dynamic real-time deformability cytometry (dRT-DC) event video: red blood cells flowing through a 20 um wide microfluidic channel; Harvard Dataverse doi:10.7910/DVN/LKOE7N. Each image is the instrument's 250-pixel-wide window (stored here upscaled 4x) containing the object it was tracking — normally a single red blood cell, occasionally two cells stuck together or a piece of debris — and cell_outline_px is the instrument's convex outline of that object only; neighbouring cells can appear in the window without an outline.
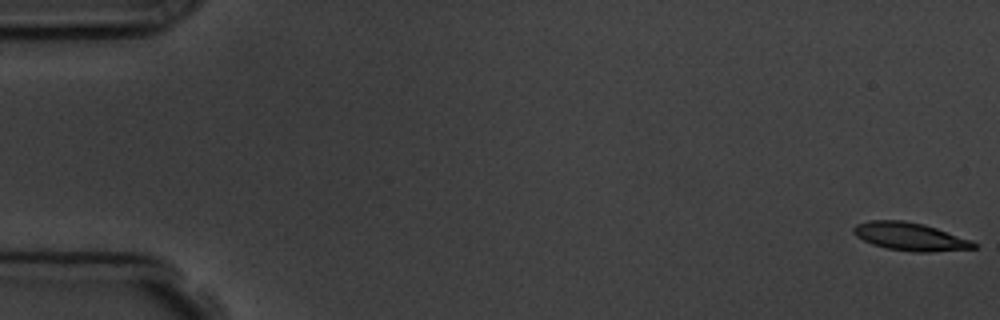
{"species": "common noctule bat (a hibernating species)", "species_latin": "Nyctalus noctula", "temperature_condition": "room temperature", "stored_images_in_passage": 8, "camera_frame_rate_fps": 3000, "um_per_image_px": 0.085, "animal": {"sex": "male", "body_mass_g": 19.5, "forearm_length_mm": 54.6}, "frame": {"image": 1, "passage_image": 1, "time_ms": 0.0, "image_size_px": [1000, 320], "cell_outline_px": [[976, 248], [928, 252], [916, 252], [888, 248], [872, 244], [856, 236], [852, 232], [852, 228], [856, 224], [868, 220], [904, 220], [924, 224], [972, 240], [976, 244]], "centroid_in_image_um": [77.33, 20.09], "position_along_channel_um": 7.7, "area_um2": 19.54}}
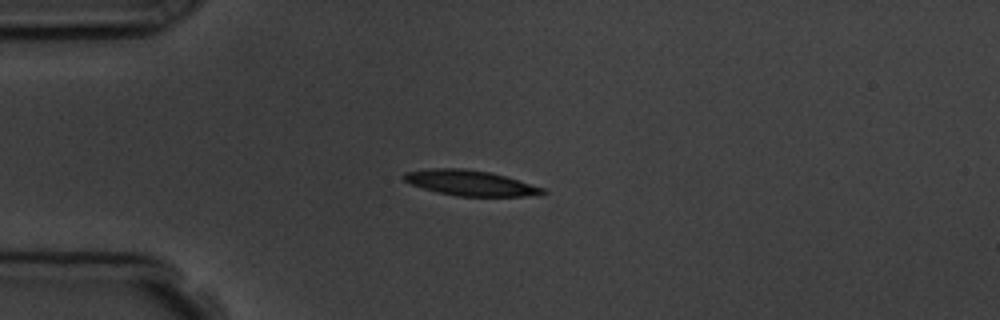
{"frame": {"image": 2, "passage_image": 4, "time_ms": 4.333, "image_size_px": [1000, 320], "cell_outline_px": [[548, 192], [524, 196], [456, 196], [424, 188], [412, 184], [404, 180], [400, 176], [404, 172], [432, 168], [464, 168], [488, 172], [504, 176], [544, 188]], "centroid_in_image_um": [39.92, 15.54], "position_along_channel_um": 45.1, "area_um2": 20.17}}